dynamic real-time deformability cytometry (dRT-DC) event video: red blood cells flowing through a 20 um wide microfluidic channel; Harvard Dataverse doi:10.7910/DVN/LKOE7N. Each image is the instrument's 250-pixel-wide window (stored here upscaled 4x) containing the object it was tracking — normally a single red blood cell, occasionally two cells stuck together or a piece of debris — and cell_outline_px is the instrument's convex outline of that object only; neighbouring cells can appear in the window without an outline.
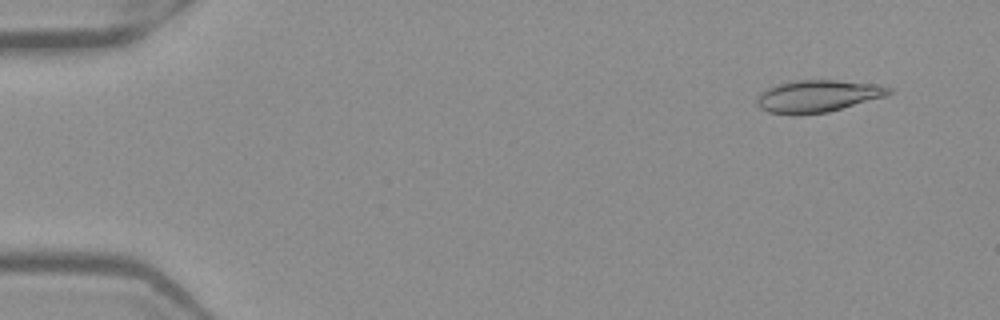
{"species": "Egyptian fruit bat (a non-hibernating species)", "species_latin": "Rousettus aegyptiacus", "temperature_condition": "warm", "stored_images_in_passage": 51, "camera_frame_rate_fps": 3000, "um_per_image_px": 0.085, "frame": {"image": 1, "passage_image": 4, "time_ms": 1.0, "image_size_px": [1000, 320], "cell_outline_px": [[892, 92], [884, 96], [828, 112], [768, 112], [760, 108], [756, 104], [756, 96], [760, 92], [768, 88], [780, 84], [796, 80], [836, 80], [872, 84], [892, 88]], "centroid_in_image_um": [69.49, 8.14], "position_along_channel_um": 15.5, "area_um2": 23.76}}
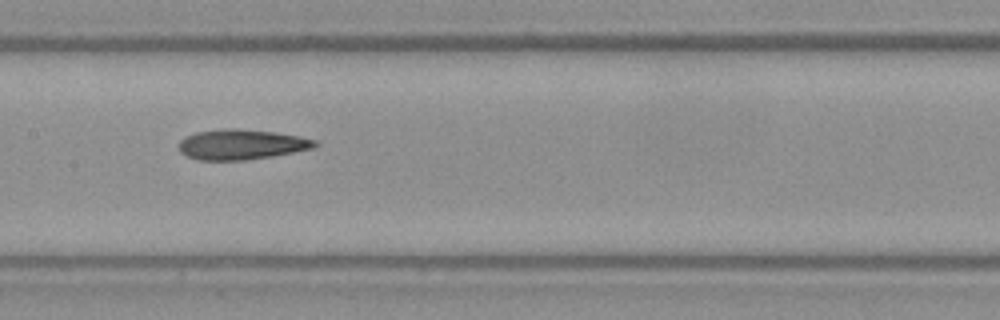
{"frame": {"image": 2, "passage_image": 26, "time_ms": 8.333, "image_size_px": [1000, 320], "cell_outline_px": [[320, 144], [316, 148], [272, 156], [248, 160], [196, 160], [180, 152], [180, 140], [184, 136], [196, 132], [228, 128], [236, 128], [272, 132], [300, 136], [316, 140]], "centroid_in_image_um": [20.55, 12.28], "position_along_channel_um": 186.9, "area_um2": 24.04}}
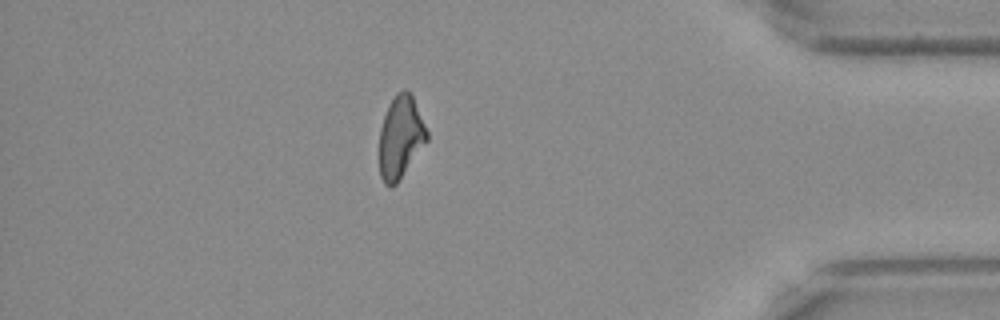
{"frame": {"image": 3, "passage_image": 45, "time_ms": 14.667, "image_size_px": [1000, 320], "cell_outline_px": [[428, 140], [396, 184], [392, 188], [388, 188], [384, 184], [380, 176], [380, 128], [388, 104], [396, 92], [404, 88], [412, 92], [428, 132]], "centroid_in_image_um": [34.05, 11.63], "position_along_channel_um": 401.1, "area_um2": 23.12}, "authors_computed_cell_mechanics": {"area_um2": 23.987, "velocity_mm_per_s": 3.9548, "shape_relaxation_time_tau1_ms": null, "shape_relaxation_time_tau2_ms": 6.2811, "deformation_change_tau1": null, "deformation_change_tau2": 0.1715}}